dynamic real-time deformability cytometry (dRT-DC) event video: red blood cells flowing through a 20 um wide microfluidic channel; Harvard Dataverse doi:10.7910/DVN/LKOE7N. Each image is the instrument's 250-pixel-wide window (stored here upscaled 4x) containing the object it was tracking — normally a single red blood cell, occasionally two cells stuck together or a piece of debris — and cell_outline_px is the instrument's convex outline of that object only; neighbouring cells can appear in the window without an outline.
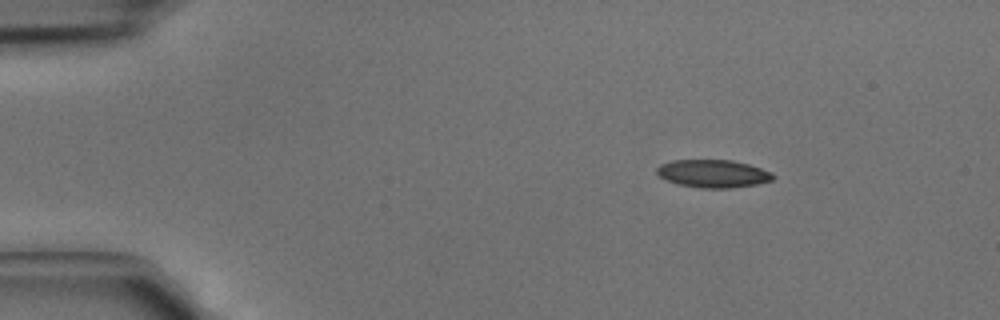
{"species": "common noctule bat (a hibernating species)", "species_latin": "Nyctalus noctula", "temperature_condition": "cold", "stored_images_in_passage": 3, "camera_frame_rate_fps": 3000, "um_per_image_px": 0.085, "animal": {"sex": "male", "body_mass_g": 15.6}, "frame": {"image": 1, "passage_image": 1, "time_ms": 0.0, "image_size_px": [1000, 320], "cell_outline_px": [[776, 176], [772, 180], [756, 184], [732, 188], [700, 188], [680, 184], [668, 180], [660, 176], [656, 172], [656, 168], [660, 164], [672, 160], [732, 160], [748, 164], [772, 172]], "centroid_in_image_um": [60.63, 14.75], "position_along_channel_um": 24.4, "area_um2": 18.79}}
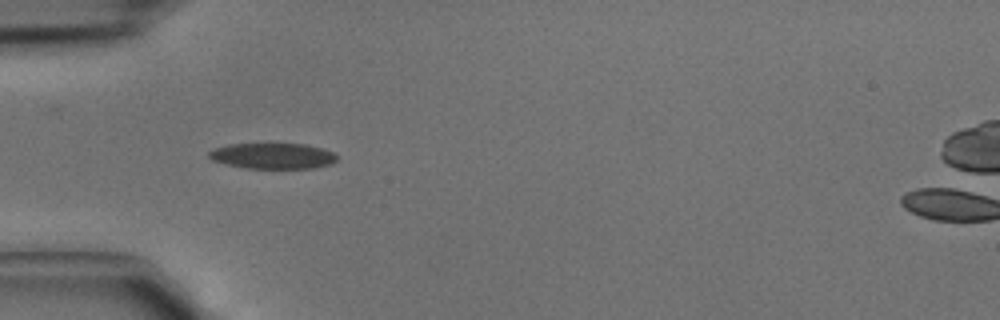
{"frame": {"image": 2, "passage_image": 3, "time_ms": 0.667, "image_size_px": [1000, 320], "cell_outline_px": [[336, 160], [332, 164], [312, 168], [248, 168], [228, 164], [212, 160], [208, 156], [208, 152], [216, 148], [228, 144], [272, 140], [304, 144], [324, 148], [332, 152], [336, 156]], "centroid_in_image_um": [23.18, 13.19], "position_along_channel_um": 61.8, "area_um2": 20.11}}